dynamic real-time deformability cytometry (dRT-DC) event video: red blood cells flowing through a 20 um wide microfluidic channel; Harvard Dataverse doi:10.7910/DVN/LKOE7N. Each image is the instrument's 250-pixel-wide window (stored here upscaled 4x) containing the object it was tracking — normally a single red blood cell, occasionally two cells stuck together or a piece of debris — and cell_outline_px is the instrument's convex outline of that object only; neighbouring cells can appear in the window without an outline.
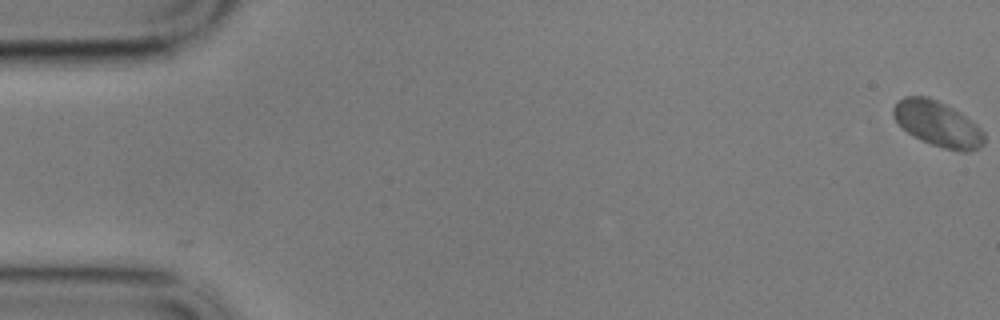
{"species": "common noctule bat (a hibernating species)", "species_latin": "Nyctalus noctula", "temperature_condition": "cold", "stored_images_in_passage": 13, "camera_frame_rate_fps": 3000, "um_per_image_px": 0.085, "animal": {"sex": "male", "body_mass_g": 17.9}, "frame": {"image": 1, "passage_image": 1, "time_ms": 0.0, "image_size_px": [1000, 320], "cell_outline_px": [[984, 144], [968, 152], [960, 152], [944, 148], [932, 144], [908, 132], [892, 116], [892, 108], [904, 96], [928, 96], [960, 112], [976, 124], [984, 132]], "centroid_in_image_um": [79.72, 10.52], "position_along_channel_um": 5.3, "area_um2": 23.58}}